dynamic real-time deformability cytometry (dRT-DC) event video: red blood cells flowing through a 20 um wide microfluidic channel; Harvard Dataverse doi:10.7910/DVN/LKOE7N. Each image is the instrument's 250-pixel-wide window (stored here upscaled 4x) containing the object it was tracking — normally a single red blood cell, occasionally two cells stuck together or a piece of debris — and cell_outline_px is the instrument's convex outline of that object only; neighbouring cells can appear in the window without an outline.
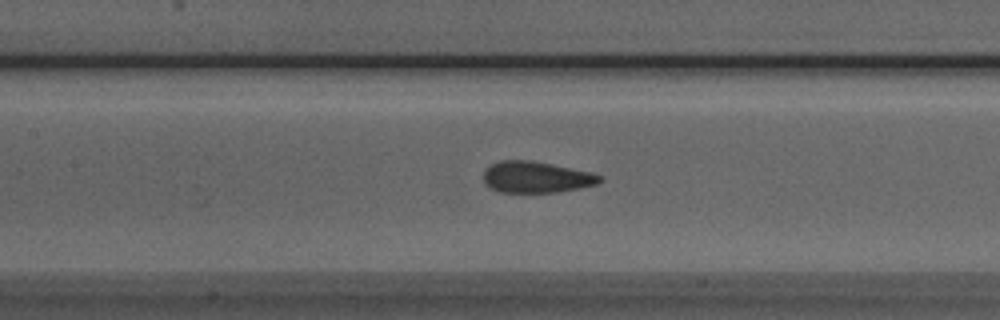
{"species": "Egyptian fruit bat (a non-hibernating species)", "species_latin": "Rousettus aegyptiacus", "temperature_condition": "room temperature", "stored_images_in_passage": 34, "camera_frame_rate_fps": 3000, "um_per_image_px": 0.085, "animal": {"sex": "male"}, "frame": {"image": 1, "passage_image": 12, "time_ms": 3.667, "image_size_px": [1000, 320], "cell_outline_px": [[604, 180], [596, 184], [580, 188], [556, 192], [500, 192], [488, 188], [484, 184], [484, 168], [500, 160], [532, 160], [592, 172], [604, 176]], "centroid_in_image_um": [45.58, 15.05], "position_along_channel_um": 161.8, "area_um2": 21.5}}
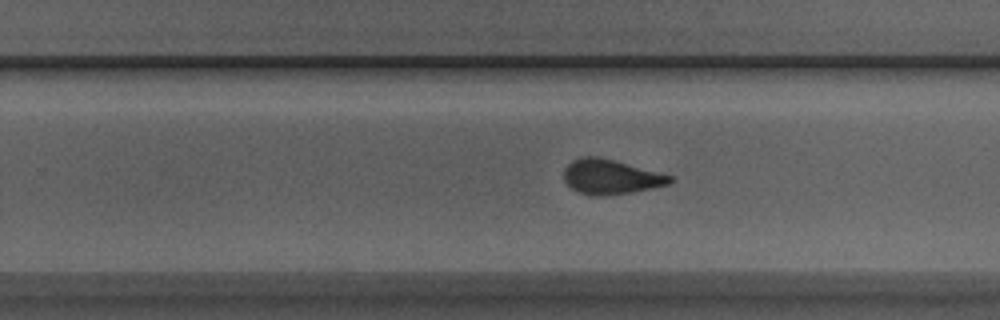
{"frame": {"image": 2, "passage_image": 21, "time_ms": 6.667, "image_size_px": [1000, 320], "cell_outline_px": [[672, 184], [632, 192], [604, 196], [592, 196], [576, 192], [564, 180], [564, 168], [572, 160], [580, 156], [596, 156], [612, 160], [672, 176]], "centroid_in_image_um": [51.87, 15.04], "position_along_channel_um": 277.9, "area_um2": 21.39}}
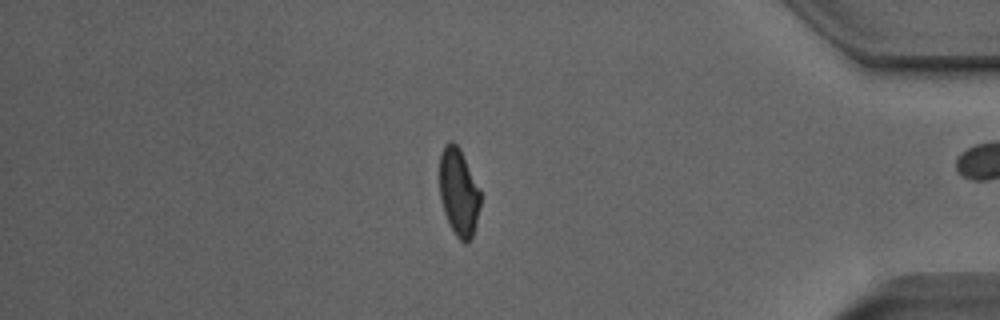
{"frame": {"image": 3, "passage_image": 33, "time_ms": 10.667, "image_size_px": [1000, 320], "cell_outline_px": [[480, 204], [472, 236], [464, 244], [456, 236], [444, 212], [440, 200], [440, 152], [444, 144], [452, 140], [460, 148], [480, 192]], "centroid_in_image_um": [38.96, 16.3], "position_along_channel_um": 396.2, "area_um2": 20.46}, "authors_computed_cell_mechanics": {"area_um2": 21.964, "velocity_mm_per_s": 3.8753, "shape_relaxation_time_tau1_ms": 6.5096, "shape_relaxation_time_tau2_ms": 1.1708, "deformation_change_tau1": 0.1675, "deformation_change_tau2": 0.0797}}